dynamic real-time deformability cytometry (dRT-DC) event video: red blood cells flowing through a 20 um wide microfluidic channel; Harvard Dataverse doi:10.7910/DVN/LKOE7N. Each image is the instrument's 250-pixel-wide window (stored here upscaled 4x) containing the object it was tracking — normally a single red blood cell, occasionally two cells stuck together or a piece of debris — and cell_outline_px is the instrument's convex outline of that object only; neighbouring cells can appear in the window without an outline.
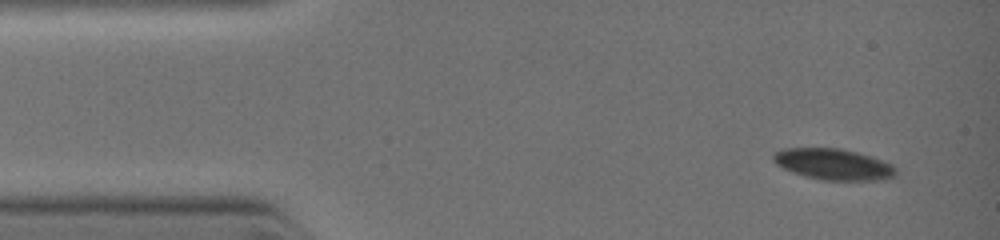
{"species": "common noctule bat (a hibernating species)", "species_latin": "Nyctalus noctula", "temperature_condition": "warm", "stored_images_in_passage": 8, "camera_frame_rate_fps": 3000, "um_per_image_px": 0.085, "animal": {"sex": "female", "body_mass_g": 19.0, "forearm_length_mm": 51.5}, "frame": {"image": 1, "passage_image": 1, "time_ms": 0.0, "image_size_px": [1000, 240], "cell_outline_px": [[896, 176], [880, 180], [820, 180], [804, 176], [792, 172], [776, 164], [772, 160], [772, 156], [776, 152], [784, 148], [840, 148], [856, 152], [892, 164], [896, 168]], "centroid_in_image_um": [70.82, 13.97], "position_along_channel_um": 14.2, "area_um2": 22.14}}
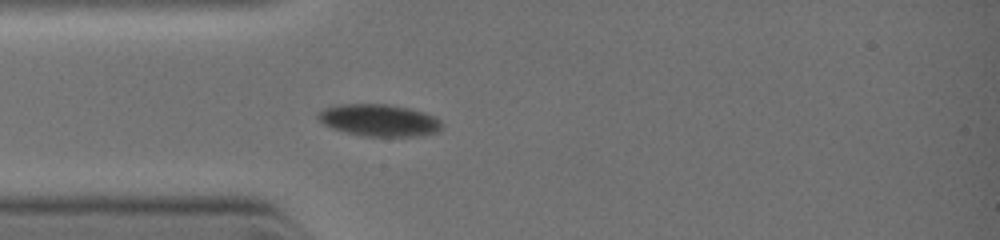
{"frame": {"image": 2, "passage_image": 6, "time_ms": 2.333, "image_size_px": [1000, 240], "cell_outline_px": [[440, 128], [436, 132], [416, 136], [360, 136], [332, 128], [324, 124], [316, 116], [316, 112], [324, 108], [340, 104], [388, 104], [412, 108], [424, 112], [432, 116], [440, 124]], "centroid_in_image_um": [32.15, 10.21], "position_along_channel_um": 52.8, "area_um2": 22.95}}